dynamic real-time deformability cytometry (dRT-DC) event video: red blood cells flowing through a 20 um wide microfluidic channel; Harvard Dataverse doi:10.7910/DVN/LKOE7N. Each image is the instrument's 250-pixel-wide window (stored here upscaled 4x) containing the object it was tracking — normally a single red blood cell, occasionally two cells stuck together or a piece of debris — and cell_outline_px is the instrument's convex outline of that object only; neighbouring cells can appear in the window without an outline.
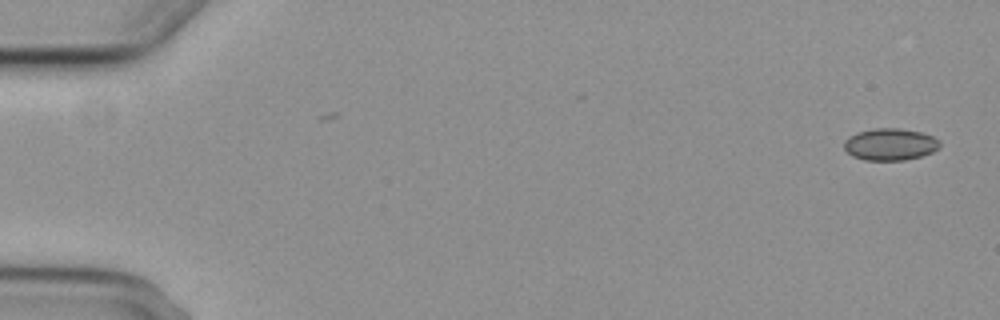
{"species": "common noctule bat (a hibernating species)", "species_latin": "Nyctalus noctula", "temperature_condition": "cold", "stored_images_in_passage": 5, "camera_frame_rate_fps": 3000, "um_per_image_px": 0.085, "animal": {"sex": "female", "body_mass_g": 29.2, "forearm_length_mm": 56.3}, "frame": {"image": 1, "passage_image": 1, "time_ms": 0.0, "image_size_px": [1000, 320], "cell_outline_px": [[940, 148], [932, 152], [920, 156], [904, 160], [864, 160], [852, 156], [844, 148], [844, 140], [848, 136], [856, 132], [876, 128], [900, 128], [920, 132], [932, 136], [940, 140]], "centroid_in_image_um": [75.65, 12.26], "position_along_channel_um": 9.4, "area_um2": 17.92}}
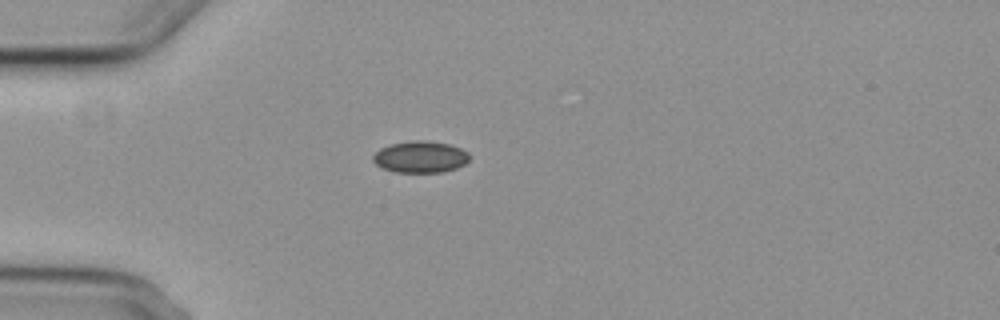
{"frame": {"image": 2, "passage_image": 5, "time_ms": 4.667, "image_size_px": [1000, 320], "cell_outline_px": [[472, 156], [464, 164], [456, 168], [444, 172], [396, 172], [380, 168], [372, 160], [372, 156], [380, 148], [392, 144], [412, 140], [424, 140], [452, 144], [468, 152]], "centroid_in_image_um": [35.74, 13.33], "position_along_channel_um": 49.3, "area_um2": 17.98}}